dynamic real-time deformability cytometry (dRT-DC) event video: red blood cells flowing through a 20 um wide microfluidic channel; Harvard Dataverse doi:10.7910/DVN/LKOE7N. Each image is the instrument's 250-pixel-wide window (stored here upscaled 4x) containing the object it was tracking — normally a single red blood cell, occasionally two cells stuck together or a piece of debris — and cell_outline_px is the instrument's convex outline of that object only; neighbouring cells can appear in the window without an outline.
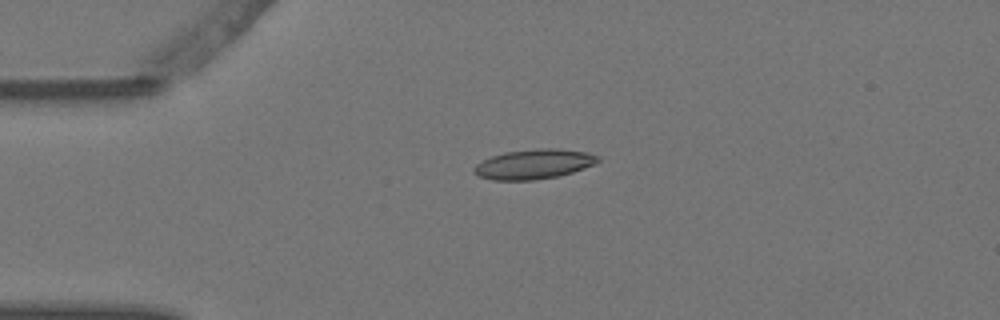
{"species": "Egyptian fruit bat (a non-hibernating species)", "species_latin": "Rousettus aegyptiacus", "temperature_condition": "warm", "stored_images_in_passage": 4, "camera_frame_rate_fps": 3000, "um_per_image_px": 0.085, "animal": {"sex": "female"}, "frame": {"image": 1, "passage_image": 3, "time_ms": 0.667, "image_size_px": [1000, 320], "cell_outline_px": [[600, 160], [596, 164], [572, 172], [556, 176], [532, 180], [492, 180], [480, 176], [472, 172], [472, 168], [476, 164], [492, 156], [504, 152], [536, 148], [560, 148], [588, 152], [600, 156]], "centroid_in_image_um": [45.4, 13.93], "position_along_channel_um": 39.6, "area_um2": 21.62}}